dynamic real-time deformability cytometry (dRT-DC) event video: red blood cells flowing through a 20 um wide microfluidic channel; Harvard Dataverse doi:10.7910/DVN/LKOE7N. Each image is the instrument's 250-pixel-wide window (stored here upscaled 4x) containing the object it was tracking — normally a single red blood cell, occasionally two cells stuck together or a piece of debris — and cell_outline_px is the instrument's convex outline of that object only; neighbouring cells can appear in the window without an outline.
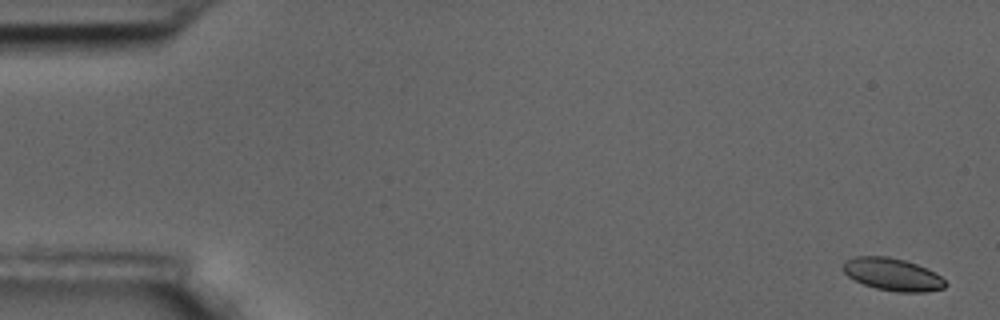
{"species": "common noctule bat (a hibernating species)", "species_latin": "Nyctalus noctula", "temperature_condition": "room temperature", "stored_images_in_passage": 60, "camera_frame_rate_fps": 3000, "um_per_image_px": 0.085, "animal": {"sex": "male", "body_mass_g": 17.5, "forearm_length_mm": 52.3}, "frame": {"image": 1, "passage_image": 2, "time_ms": 0.333, "image_size_px": [1000, 320], "cell_outline_px": [[948, 284], [944, 288], [924, 292], [896, 292], [876, 288], [864, 284], [848, 276], [840, 268], [844, 260], [856, 256], [888, 256], [904, 260], [916, 264], [936, 272]], "centroid_in_image_um": [75.85, 23.31], "position_along_channel_um": 9.2, "area_um2": 19.48}}
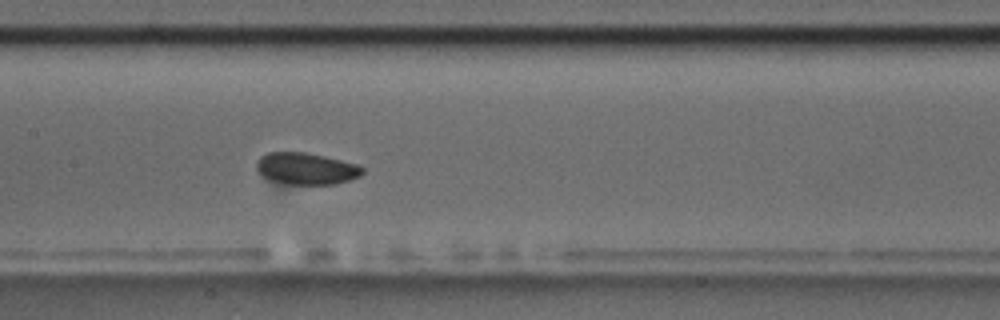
{"frame": {"image": 2, "passage_image": 29, "time_ms": 9.333, "image_size_px": [1000, 320], "cell_outline_px": [[364, 172], [360, 176], [348, 180], [332, 184], [288, 184], [268, 180], [256, 168], [256, 160], [260, 156], [268, 152], [308, 152], [356, 164], [364, 168]], "centroid_in_image_um": [26.0, 14.32], "position_along_channel_um": 181.4, "area_um2": 19.59}}
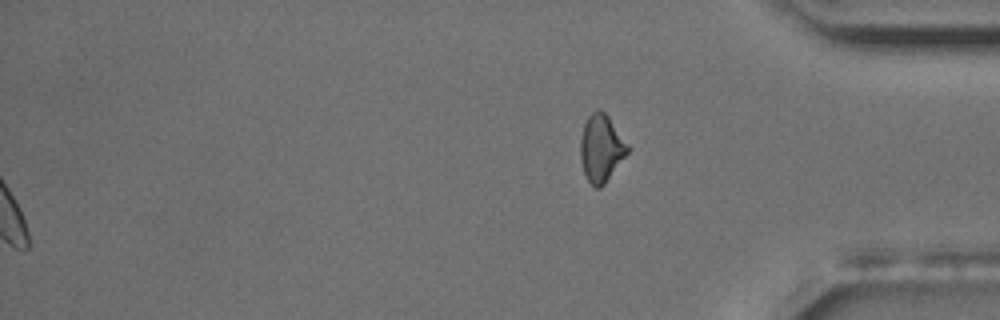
{"frame": {"image": 3, "passage_image": 60, "time_ms": 19.667, "image_size_px": [1000, 320], "cell_outline_px": [[632, 148], [604, 184], [600, 188], [596, 188], [588, 180], [584, 172], [580, 160], [580, 140], [584, 124], [588, 116], [596, 108], [600, 108], [608, 116]], "centroid_in_image_um": [51.12, 12.57], "position_along_channel_um": 384.1, "area_um2": 18.67}, "authors_computed_cell_mechanics": {"area_um2": 19.9121, "velocity_mm_per_s": 3.4796, "shape_relaxation_time_tau1_ms": 3.1148, "shape_relaxation_time_tau2_ms": 9.227, "deformation_change_tau1": 0.0392, "deformation_change_tau2": 0.1139}}